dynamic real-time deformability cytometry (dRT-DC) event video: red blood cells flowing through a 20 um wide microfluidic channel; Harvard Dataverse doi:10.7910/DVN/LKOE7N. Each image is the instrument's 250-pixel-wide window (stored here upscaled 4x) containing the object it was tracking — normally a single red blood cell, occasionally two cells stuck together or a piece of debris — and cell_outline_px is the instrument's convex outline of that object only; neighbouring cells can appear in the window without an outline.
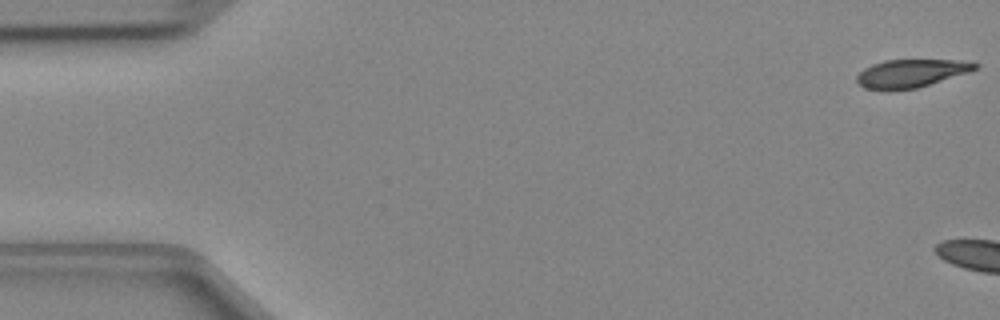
{"species": "Egyptian fruit bat (a non-hibernating species)", "species_latin": "Rousettus aegyptiacus", "temperature_condition": "cold", "stored_images_in_passage": 8, "camera_frame_rate_fps": 3000, "um_per_image_px": 0.085, "animal": {"sex": "female"}, "frame": {"image": 1, "passage_image": 1, "time_ms": 0.0, "image_size_px": [1000, 320], "cell_outline_px": [[980, 68], [968, 72], [916, 88], [888, 92], [864, 88], [856, 80], [856, 76], [864, 68], [872, 64], [884, 60], [956, 60], [980, 64]], "centroid_in_image_um": [77.39, 6.25], "position_along_channel_um": 7.6, "area_um2": 19.48}}